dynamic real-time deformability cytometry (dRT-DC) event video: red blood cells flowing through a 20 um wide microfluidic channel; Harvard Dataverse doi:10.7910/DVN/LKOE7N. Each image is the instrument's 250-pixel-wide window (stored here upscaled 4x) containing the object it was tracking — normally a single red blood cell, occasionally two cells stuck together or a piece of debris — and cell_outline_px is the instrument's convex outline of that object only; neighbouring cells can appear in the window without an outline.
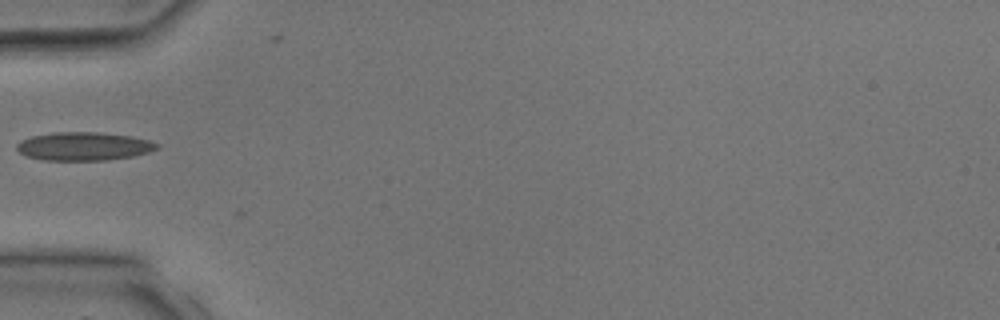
{"species": "common noctule bat (a hibernating species)", "species_latin": "Nyctalus noctula", "temperature_condition": "room temperature", "stored_images_in_passage": 3, "camera_frame_rate_fps": 3000, "um_per_image_px": 0.085, "animal": {"sex": "male", "body_mass_g": 17.9, "forearm_length_mm": 54.2}, "frame": {"image": 1, "passage_image": 3, "time_ms": 3.667, "image_size_px": [1000, 320], "cell_outline_px": [[160, 148], [148, 152], [132, 156], [108, 160], [44, 160], [28, 156], [20, 152], [16, 148], [16, 144], [20, 140], [32, 136], [56, 132], [96, 132], [128, 136], [148, 140], [160, 144]], "centroid_in_image_um": [7.12, 12.43], "position_along_channel_um": 77.9, "area_um2": 23.0}}